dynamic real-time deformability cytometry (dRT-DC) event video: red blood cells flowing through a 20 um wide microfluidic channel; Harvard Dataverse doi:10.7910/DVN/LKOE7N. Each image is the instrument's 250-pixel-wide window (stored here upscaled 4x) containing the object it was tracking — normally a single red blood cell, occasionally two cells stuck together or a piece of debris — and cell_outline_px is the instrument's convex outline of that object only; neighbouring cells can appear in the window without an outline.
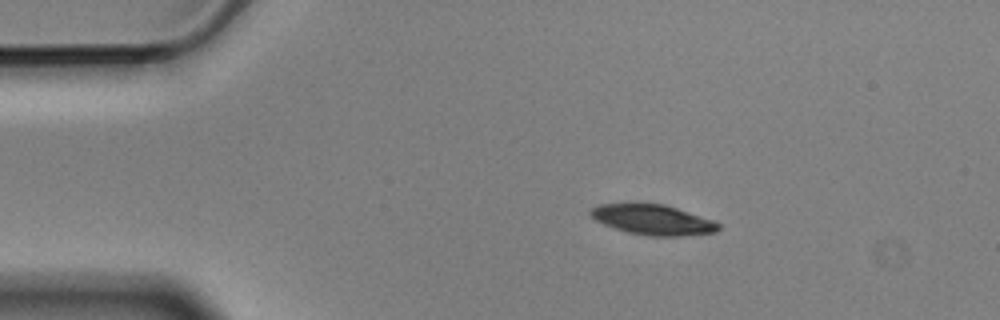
{"species": "Egyptian fruit bat (a non-hibernating species)", "species_latin": "Rousettus aegyptiacus", "temperature_condition": "cold", "stored_images_in_passage": 7, "camera_frame_rate_fps": 3000, "um_per_image_px": 0.085, "animal": {"sex": "male"}, "frame": {"image": 1, "passage_image": 1, "time_ms": 0.0, "image_size_px": [1000, 320], "cell_outline_px": [[720, 228], [716, 232], [680, 236], [652, 236], [628, 232], [604, 224], [596, 220], [588, 212], [592, 208], [600, 204], [632, 200], [664, 204], [712, 220], [720, 224]], "centroid_in_image_um": [55.43, 18.62], "position_along_channel_um": 29.6, "area_um2": 22.95}}
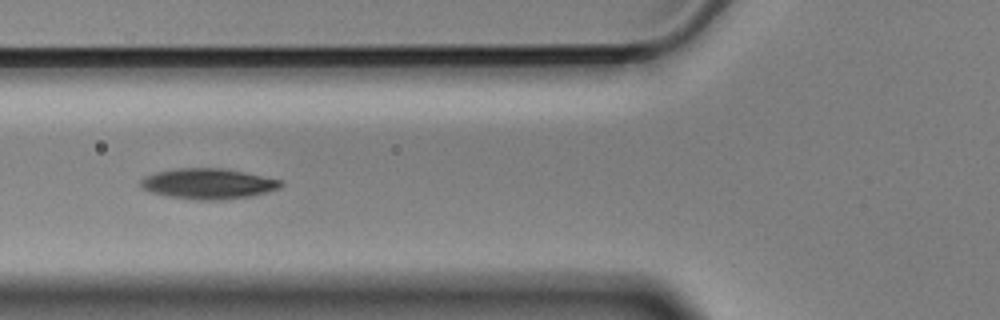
{"frame": {"image": 2, "passage_image": 4, "time_ms": 1.0, "image_size_px": [1000, 320], "cell_outline_px": [[284, 184], [280, 188], [252, 196], [224, 200], [196, 200], [168, 196], [152, 192], [144, 188], [140, 184], [140, 180], [144, 176], [156, 172], [176, 168], [220, 168], [244, 172], [280, 180]], "centroid_in_image_um": [17.69, 15.62], "position_along_channel_um": 108.1, "area_um2": 24.85}}
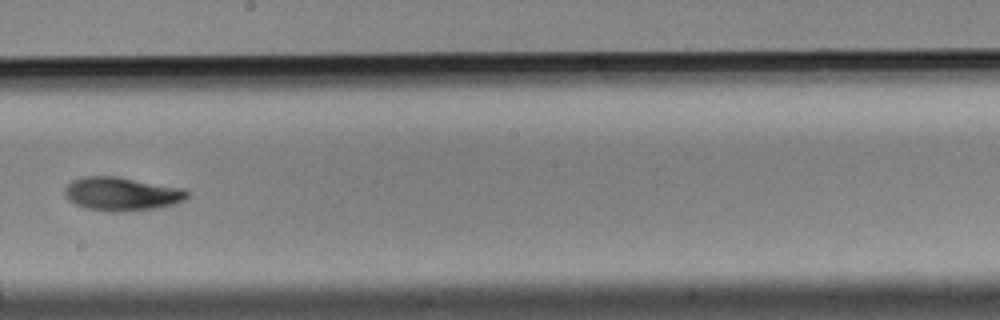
{"frame": {"image": 3, "passage_image": 7, "time_ms": 2.0, "image_size_px": [1000, 320], "cell_outline_px": [[188, 196], [184, 200], [176, 204], [156, 208], [124, 212], [108, 212], [84, 208], [68, 200], [64, 192], [64, 188], [72, 180], [84, 176], [116, 176], [180, 188], [188, 192]], "centroid_in_image_um": [10.3, 16.5], "position_along_channel_um": 237.9, "area_um2": 23.99}}